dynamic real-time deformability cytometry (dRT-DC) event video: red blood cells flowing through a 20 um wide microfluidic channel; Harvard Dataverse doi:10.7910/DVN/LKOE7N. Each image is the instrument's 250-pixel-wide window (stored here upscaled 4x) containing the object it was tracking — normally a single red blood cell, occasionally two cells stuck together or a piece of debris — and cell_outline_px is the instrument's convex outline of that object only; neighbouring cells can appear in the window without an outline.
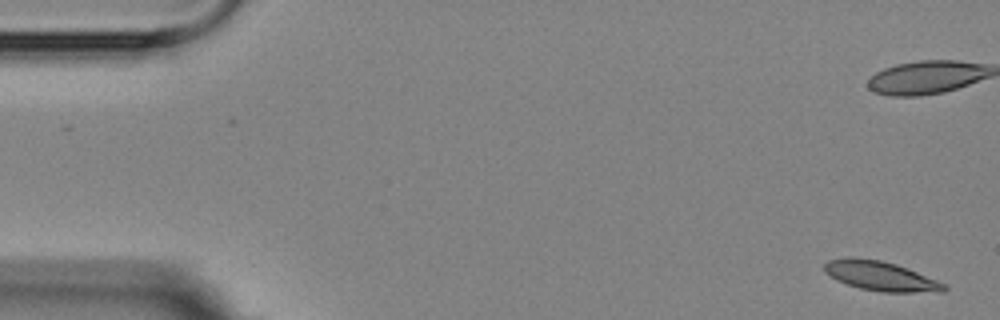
{"species": "Egyptian fruit bat (a non-hibernating species)", "species_latin": "Rousettus aegyptiacus", "temperature_condition": "room temperature", "stored_images_in_passage": 5, "camera_frame_rate_fps": 3000, "um_per_image_px": 0.085, "animal": {"sex": "female"}, "frame": {"image": 1, "passage_image": 1, "time_ms": 0.0, "image_size_px": [1000, 320], "cell_outline_px": [[948, 288], [944, 292], [880, 292], [860, 288], [836, 280], [824, 272], [824, 264], [828, 260], [848, 256], [852, 256], [880, 260], [896, 264], [936, 280], [944, 284]], "centroid_in_image_um": [74.81, 23.45], "position_along_channel_um": 10.2, "area_um2": 20.58}}